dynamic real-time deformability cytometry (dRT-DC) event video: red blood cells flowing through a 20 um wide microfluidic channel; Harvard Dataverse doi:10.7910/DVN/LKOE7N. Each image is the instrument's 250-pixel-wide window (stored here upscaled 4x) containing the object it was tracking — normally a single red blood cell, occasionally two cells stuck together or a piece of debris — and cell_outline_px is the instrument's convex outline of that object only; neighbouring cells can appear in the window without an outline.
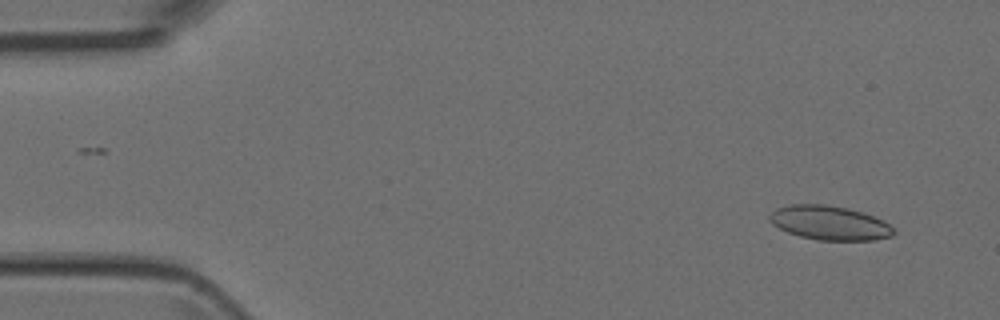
{"species": "Egyptian fruit bat (a non-hibernating species)", "species_latin": "Rousettus aegyptiacus", "temperature_condition": "room temperature", "stored_images_in_passage": 4, "camera_frame_rate_fps": 3000, "um_per_image_px": 0.085, "animal": {"sex": "female"}, "frame": {"image": 1, "passage_image": 1, "time_ms": 0.0, "image_size_px": [1000, 320], "cell_outline_px": [[896, 232], [892, 236], [872, 240], [820, 240], [800, 236], [788, 232], [772, 224], [768, 220], [768, 216], [776, 208], [788, 204], [824, 204], [848, 208], [872, 216], [888, 224]], "centroid_in_image_um": [70.46, 18.94], "position_along_channel_um": 14.5, "area_um2": 24.51}}
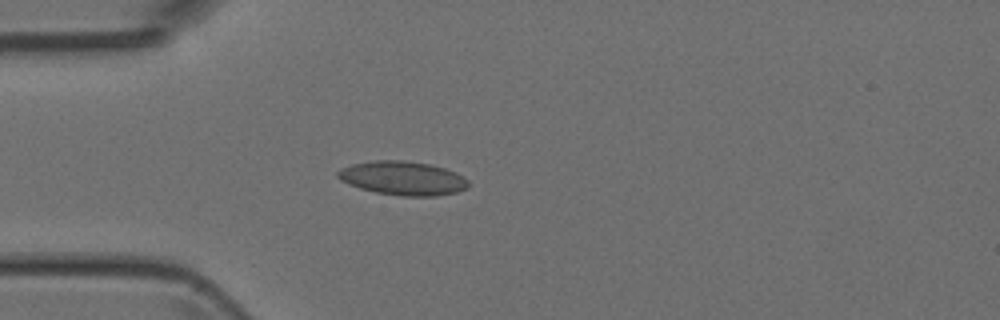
{"frame": {"image": 2, "passage_image": 4, "time_ms": 3.333, "image_size_px": [1000, 320], "cell_outline_px": [[468, 188], [456, 192], [436, 196], [400, 196], [376, 192], [360, 188], [348, 184], [340, 180], [336, 176], [336, 172], [340, 168], [352, 164], [376, 160], [400, 160], [428, 164], [444, 168], [456, 172], [464, 176], [468, 180]], "centroid_in_image_um": [34.23, 15.15], "position_along_channel_um": 50.8, "area_um2": 25.84}}